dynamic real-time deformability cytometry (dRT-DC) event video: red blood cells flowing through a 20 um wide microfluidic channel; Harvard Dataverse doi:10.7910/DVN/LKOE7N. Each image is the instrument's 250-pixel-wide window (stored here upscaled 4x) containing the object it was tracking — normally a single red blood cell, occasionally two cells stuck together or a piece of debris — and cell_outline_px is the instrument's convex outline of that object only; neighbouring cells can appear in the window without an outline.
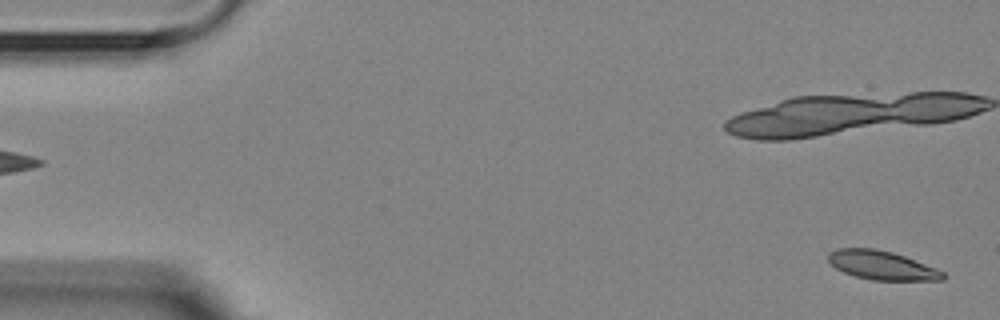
{"species": "Egyptian fruit bat (a non-hibernating species)", "species_latin": "Rousettus aegyptiacus", "temperature_condition": "room temperature", "stored_images_in_passage": 5, "segment_of_instrument_passage": [2, 2], "camera_frame_rate_fps": 3000, "um_per_image_px": 0.085, "animal": {"sex": "female"}, "frame": {"image": 1, "passage_image": 5, "time_ms": 4.667, "image_size_px": [1000, 320], "cell_outline_px": [[948, 276], [944, 280], [872, 280], [856, 276], [844, 272], [836, 268], [828, 260], [828, 252], [836, 248], [876, 248], [892, 252], [904, 256], [936, 268], [944, 272]], "centroid_in_image_um": [74.97, 22.54], "position_along_channel_um": 10.0, "area_um2": 19.31}}